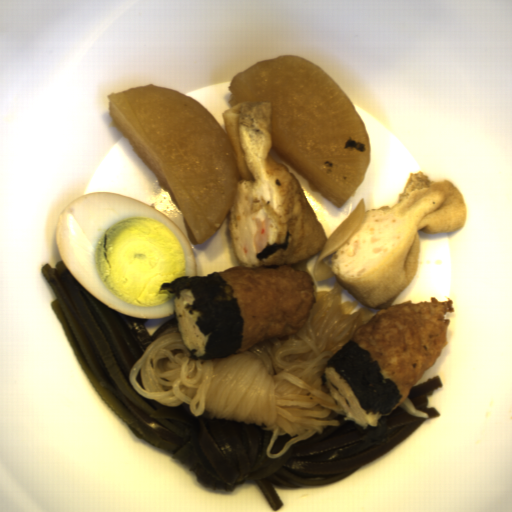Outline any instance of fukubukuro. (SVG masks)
Masks as SVG:
<instances>
[{
	"mask_svg": "<svg viewBox=\"0 0 512 512\" xmlns=\"http://www.w3.org/2000/svg\"><path fill=\"white\" fill-rule=\"evenodd\" d=\"M238 175L228 229L239 266L298 264L328 240L297 176L271 156V102H239L221 113Z\"/></svg>",
	"mask_w": 512,
	"mask_h": 512,
	"instance_id": "fukubukuro-1",
	"label": "fukubukuro"
},
{
	"mask_svg": "<svg viewBox=\"0 0 512 512\" xmlns=\"http://www.w3.org/2000/svg\"><path fill=\"white\" fill-rule=\"evenodd\" d=\"M467 216L464 194L456 185L410 172L397 205L365 211L358 230L330 257V270L366 307L386 309L416 277L419 231L455 232Z\"/></svg>",
	"mask_w": 512,
	"mask_h": 512,
	"instance_id": "fukubukuro-2",
	"label": "fukubukuro"
}]
</instances>
